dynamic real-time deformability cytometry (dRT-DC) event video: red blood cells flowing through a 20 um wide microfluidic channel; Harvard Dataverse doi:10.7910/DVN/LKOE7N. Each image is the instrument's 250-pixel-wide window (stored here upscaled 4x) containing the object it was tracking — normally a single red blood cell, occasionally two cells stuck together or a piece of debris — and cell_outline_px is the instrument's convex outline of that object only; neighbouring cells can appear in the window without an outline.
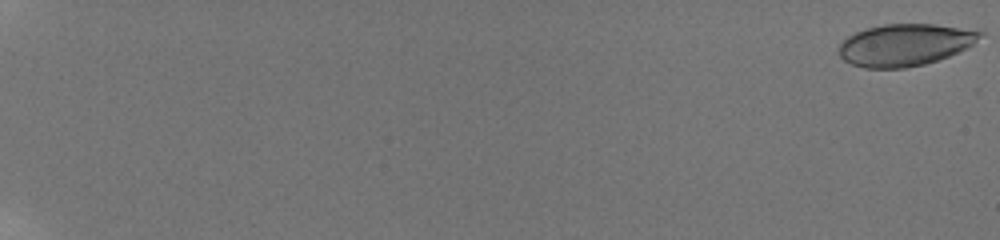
{"species": "human", "species_latin": "Homo sapiens", "temperature_condition": "room temperature", "stored_images_in_passage": 13, "camera_frame_rate_fps": 3000, "um_per_image_px": 0.085, "donor": {"sex": "male"}, "frame": {"image": 1, "passage_image": 1, "time_ms": 0.0, "image_size_px": [1000, 240], "cell_outline_px": [[984, 36], [972, 44], [948, 56], [924, 64], [904, 68], [864, 68], [852, 64], [844, 60], [840, 56], [840, 44], [848, 36], [856, 32], [868, 28], [884, 24], [936, 24], [984, 28]], "centroid_in_image_um": [77.02, 3.78], "position_along_channel_um": 8.0, "area_um2": 34.8}}
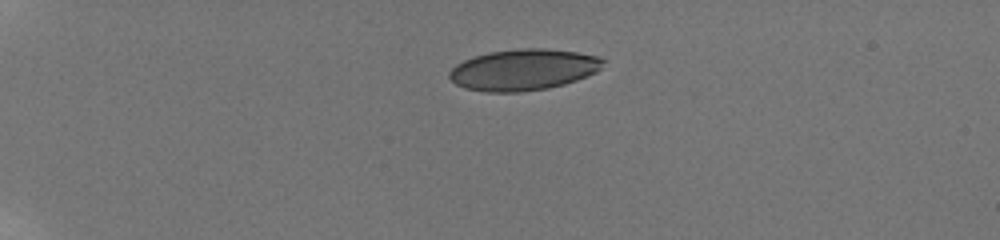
{"frame": {"image": 2, "passage_image": 9, "time_ms": 5.667, "image_size_px": [1000, 240], "cell_outline_px": [[604, 60], [600, 68], [596, 72], [576, 80], [564, 84], [548, 88], [520, 92], [488, 92], [464, 88], [456, 84], [448, 76], [448, 72], [456, 64], [464, 60], [488, 52], [520, 48], [544, 48], [576, 52], [596, 56]], "centroid_in_image_um": [44.46, 5.93], "position_along_channel_um": 40.5, "area_um2": 36.76}}